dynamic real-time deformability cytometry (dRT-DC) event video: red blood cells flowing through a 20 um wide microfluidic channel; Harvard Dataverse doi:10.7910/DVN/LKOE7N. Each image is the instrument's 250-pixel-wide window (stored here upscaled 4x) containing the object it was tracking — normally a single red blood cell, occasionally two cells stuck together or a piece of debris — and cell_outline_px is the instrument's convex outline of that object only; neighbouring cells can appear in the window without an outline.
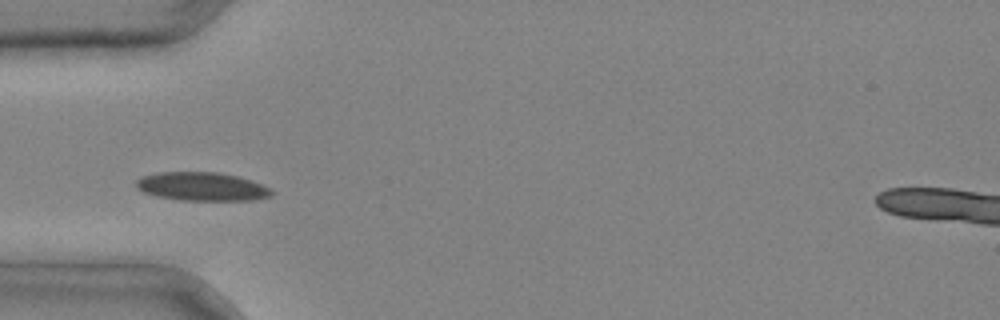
{"species": "common noctule bat (a hibernating species)", "species_latin": "Nyctalus noctula", "temperature_condition": "cold", "stored_images_in_passage": 2, "camera_frame_rate_fps": 3000, "um_per_image_px": 0.085, "animal": {"sex": "male", "body_mass_g": 20.4}, "frame": {"image": 1, "passage_image": 2, "time_ms": 0.333, "image_size_px": [1000, 320], "cell_outline_px": [[276, 192], [272, 196], [256, 200], [180, 200], [156, 196], [144, 192], [136, 188], [136, 180], [140, 176], [156, 172], [216, 172], [236, 176], [252, 180]], "centroid_in_image_um": [17.15, 15.85], "position_along_channel_um": 67.9, "area_um2": 22.66}}